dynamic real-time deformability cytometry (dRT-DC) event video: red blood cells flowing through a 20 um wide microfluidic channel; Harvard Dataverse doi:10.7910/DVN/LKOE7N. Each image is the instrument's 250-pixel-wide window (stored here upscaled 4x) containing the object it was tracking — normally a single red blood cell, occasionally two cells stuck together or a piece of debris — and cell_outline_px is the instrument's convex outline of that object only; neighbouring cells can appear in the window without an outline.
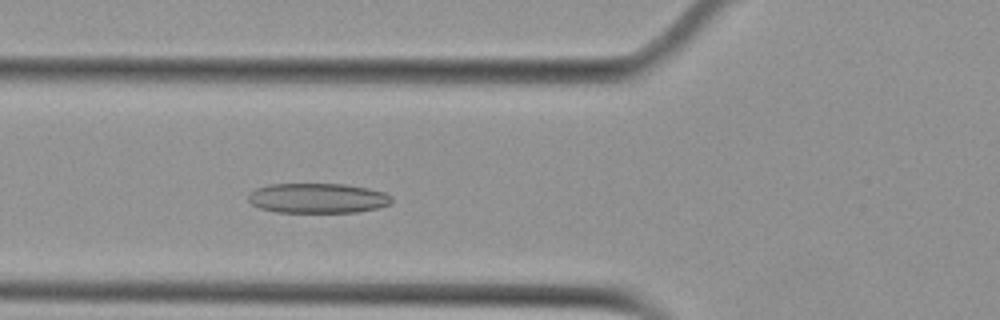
{"species": "Egyptian fruit bat (a non-hibernating species)", "species_latin": "Rousettus aegyptiacus", "temperature_condition": "cold", "stored_images_in_passage": 51, "camera_frame_rate_fps": 3000, "um_per_image_px": 0.085, "animal": {"sex": "female"}, "frame": {"image": 1, "passage_image": 17, "time_ms": 5.333, "image_size_px": [1000, 320], "cell_outline_px": [[392, 200], [388, 204], [376, 208], [356, 212], [276, 212], [260, 208], [252, 204], [248, 200], [248, 196], [256, 188], [268, 184], [344, 184], [368, 188], [384, 192], [392, 196]], "centroid_in_image_um": [26.99, 16.84], "position_along_channel_um": 98.8, "area_um2": 24.91}}
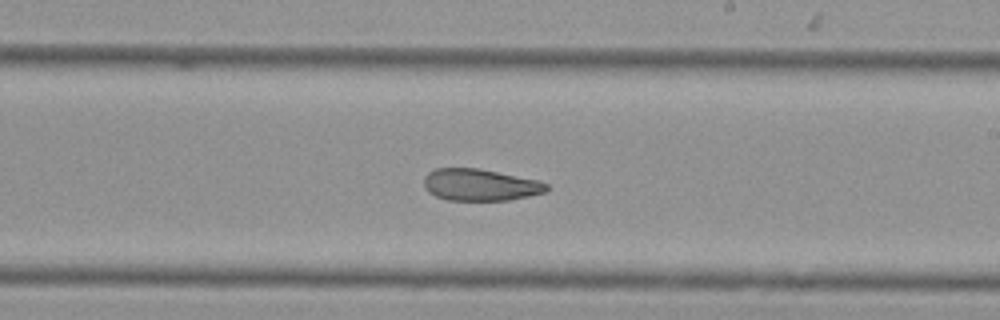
{"frame": {"image": 2, "passage_image": 29, "time_ms": 9.333, "image_size_px": [1000, 320], "cell_outline_px": [[548, 188], [544, 192], [528, 196], [508, 200], [448, 200], [436, 196], [428, 192], [424, 188], [424, 176], [428, 172], [436, 168], [476, 168], [540, 180], [548, 184]], "centroid_in_image_um": [40.79, 15.71], "position_along_channel_um": 248.2, "area_um2": 22.72}}
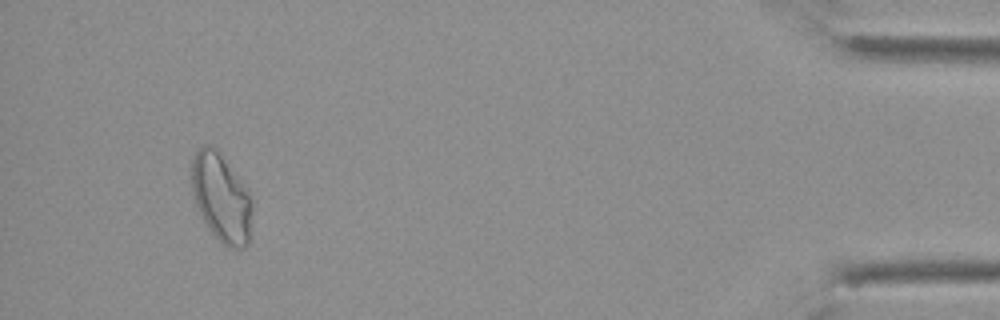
{"frame": {"image": 3, "passage_image": 48, "time_ms": 15.667, "image_size_px": [1000, 320], "cell_outline_px": [[252, 212], [248, 244], [244, 248], [232, 248], [224, 244], [208, 228], [196, 204], [192, 192], [192, 160], [196, 152], [204, 144], [212, 144], [248, 192], [252, 204]], "centroid_in_image_um": [18.8, 16.83], "position_along_channel_um": 416.4, "area_um2": 30.35}, "authors_computed_cell_mechanics": {"area_um2": 26.4146, "velocity_mm_per_s": 3.7372, "shape_relaxation_time_tau1_ms": null, "shape_relaxation_time_tau2_ms": 3.8387, "deformation_change_tau1": null, "deformation_change_tau2": 0.1045}}